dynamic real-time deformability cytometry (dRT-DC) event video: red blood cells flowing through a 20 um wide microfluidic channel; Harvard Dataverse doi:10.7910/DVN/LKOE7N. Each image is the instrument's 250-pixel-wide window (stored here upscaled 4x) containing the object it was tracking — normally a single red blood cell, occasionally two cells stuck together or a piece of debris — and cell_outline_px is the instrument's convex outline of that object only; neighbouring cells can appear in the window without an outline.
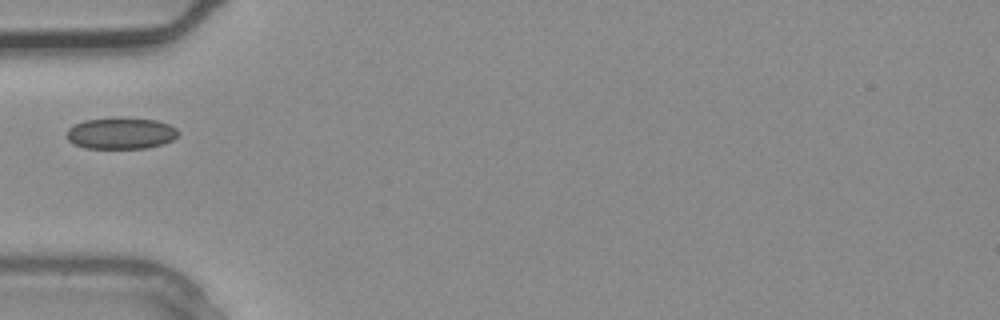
{"species": "common noctule bat (a hibernating species)", "species_latin": "Nyctalus noctula", "temperature_condition": "warm", "stored_images_in_passage": 3, "camera_frame_rate_fps": 3000, "um_per_image_px": 0.085, "animal": {"sex": "male", "body_mass_g": 20.4}, "frame": {"image": 1, "passage_image": 3, "time_ms": 0.667, "image_size_px": [1000, 320], "cell_outline_px": [[180, 132], [172, 140], [164, 144], [148, 148], [84, 148], [68, 140], [68, 128], [84, 120], [120, 116], [156, 120], [168, 124], [176, 128]], "centroid_in_image_um": [10.31, 11.31], "position_along_channel_um": 74.7, "area_um2": 20.69}}